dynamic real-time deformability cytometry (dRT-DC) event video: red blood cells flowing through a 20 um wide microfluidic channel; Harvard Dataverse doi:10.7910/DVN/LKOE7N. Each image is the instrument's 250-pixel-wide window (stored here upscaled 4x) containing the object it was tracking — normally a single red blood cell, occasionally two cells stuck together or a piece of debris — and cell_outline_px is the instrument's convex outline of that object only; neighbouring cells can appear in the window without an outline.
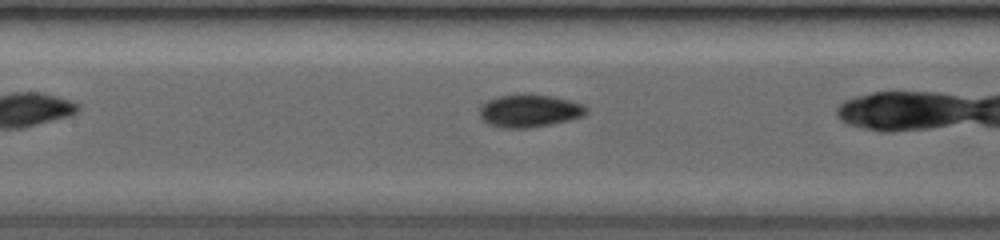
{"species": "common noctule bat (a hibernating species)", "species_latin": "Nyctalus noctula", "temperature_condition": "room temperature", "stored_images_in_passage": 9, "camera_frame_rate_fps": 3500, "um_per_image_px": 0.085, "animal": {"sex": "female", "body_mass_g": 19.0, "forearm_length_mm": 53.3}, "frame": {"image": 1, "passage_image": 7, "time_ms": 1.714, "image_size_px": [1000, 240], "cell_outline_px": [[588, 112], [580, 116], [568, 120], [532, 128], [500, 128], [488, 124], [480, 116], [480, 108], [488, 100], [500, 96], [548, 96], [580, 104]], "centroid_in_image_um": [44.93, 9.47], "position_along_channel_um": 162.5, "area_um2": 19.36}}